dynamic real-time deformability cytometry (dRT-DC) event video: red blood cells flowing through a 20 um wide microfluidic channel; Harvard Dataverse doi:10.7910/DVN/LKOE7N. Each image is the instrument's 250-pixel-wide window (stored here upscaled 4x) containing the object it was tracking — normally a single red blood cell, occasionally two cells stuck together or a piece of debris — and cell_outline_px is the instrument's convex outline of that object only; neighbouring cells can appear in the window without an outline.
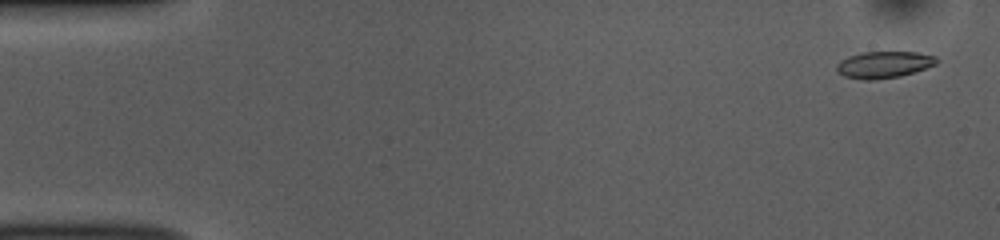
{"species": "common noctule bat (a hibernating species)", "species_latin": "Nyctalus noctula", "temperature_condition": "room temperature", "stored_images_in_passage": 52, "camera_frame_rate_fps": 3000, "um_per_image_px": 0.085, "animal": {"sex": "female", "body_mass_g": 10.0, "forearm_length_mm": 53.1}, "frame": {"image": 1, "passage_image": 2, "time_ms": 0.333, "image_size_px": [1000, 240], "cell_outline_px": [[940, 60], [936, 64], [900, 76], [876, 80], [864, 80], [844, 76], [836, 72], [836, 64], [840, 60], [848, 56], [864, 52], [916, 52], [936, 56]], "centroid_in_image_um": [75.1, 5.49], "position_along_channel_um": 9.9, "area_um2": 15.61}}
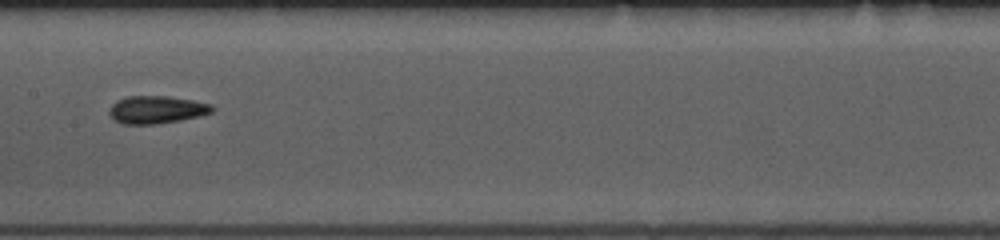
{"frame": {"image": 2, "passage_image": 26, "time_ms": 8.333, "image_size_px": [1000, 240], "cell_outline_px": [[216, 108], [212, 112], [200, 116], [180, 120], [156, 124], [124, 124], [116, 120], [108, 112], [108, 108], [116, 100], [128, 96], [168, 96], [192, 100], [212, 104]], "centroid_in_image_um": [13.32, 9.31], "position_along_channel_um": 194.1, "area_um2": 16.65}}
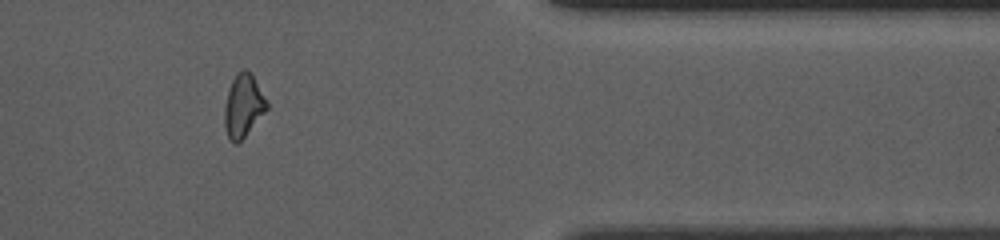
{"frame": {"image": 3, "passage_image": 43, "time_ms": 14.0, "image_size_px": [1000, 240], "cell_outline_px": [[268, 108], [244, 136], [236, 144], [232, 144], [224, 128], [224, 108], [228, 92], [232, 80], [236, 72], [244, 68], [252, 72], [268, 100]], "centroid_in_image_um": [20.69, 8.94], "position_along_channel_um": 390.7, "area_um2": 15.66}, "authors_computed_cell_mechanics": {"area_um2": 15.7216, "velocity_mm_per_s": 3.8658, "shape_relaxation_time_tau1_ms": 7.809, "shape_relaxation_time_tau2_ms": 4.0211, "deformation_change_tau1": 0.1678, "deformation_change_tau2": 0.0955}}